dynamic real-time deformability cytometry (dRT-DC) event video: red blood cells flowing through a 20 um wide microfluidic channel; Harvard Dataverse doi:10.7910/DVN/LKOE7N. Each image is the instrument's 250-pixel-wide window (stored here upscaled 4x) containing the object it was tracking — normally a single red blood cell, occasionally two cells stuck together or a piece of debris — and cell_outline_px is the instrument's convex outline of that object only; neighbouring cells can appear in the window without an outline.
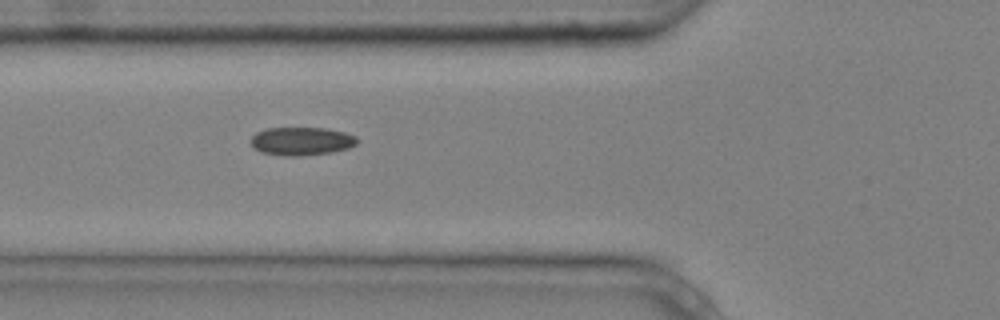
{"species": "common noctule bat (a hibernating species)", "species_latin": "Nyctalus noctula", "temperature_condition": "cold", "stored_images_in_passage": 5, "camera_frame_rate_fps": 3000, "um_per_image_px": 0.085, "animal": {"sex": "male", "body_mass_g": 20.4}, "frame": {"image": 1, "passage_image": 5, "time_ms": 1.333, "image_size_px": [1000, 320], "cell_outline_px": [[360, 140], [356, 144], [348, 148], [332, 152], [300, 156], [284, 156], [260, 152], [252, 144], [252, 136], [256, 132], [268, 128], [328, 128], [344, 132], [356, 136]], "centroid_in_image_um": [25.66, 12.0], "position_along_channel_um": 100.1, "area_um2": 17.51}}